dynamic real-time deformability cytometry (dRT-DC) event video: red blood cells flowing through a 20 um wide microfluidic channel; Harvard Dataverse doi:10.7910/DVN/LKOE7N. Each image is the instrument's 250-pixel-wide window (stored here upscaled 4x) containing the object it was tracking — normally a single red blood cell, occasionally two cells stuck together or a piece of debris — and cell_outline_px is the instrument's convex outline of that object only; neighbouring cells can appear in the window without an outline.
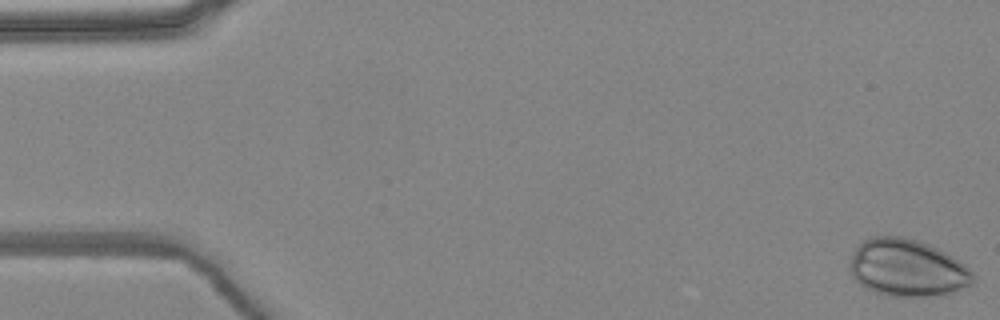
{"species": "common noctule bat (a hibernating species)", "species_latin": "Nyctalus noctula", "temperature_condition": "warm", "stored_images_in_passage": 5, "camera_frame_rate_fps": 3000, "um_per_image_px": 0.085, "animal": {"sex": "female", "body_mass_g": 24.6, "forearm_length_mm": 56.2}, "frame": {"image": 1, "passage_image": 1, "time_ms": 0.0, "image_size_px": [1000, 320], "cell_outline_px": [[976, 284], [956, 292], [924, 296], [888, 296], [864, 288], [852, 276], [848, 268], [848, 264], [856, 248], [864, 240], [872, 236], [900, 236], [916, 240], [928, 244], [952, 256], [964, 264], [976, 276]], "centroid_in_image_um": [77.13, 22.79], "position_along_channel_um": 7.9, "area_um2": 41.33}}